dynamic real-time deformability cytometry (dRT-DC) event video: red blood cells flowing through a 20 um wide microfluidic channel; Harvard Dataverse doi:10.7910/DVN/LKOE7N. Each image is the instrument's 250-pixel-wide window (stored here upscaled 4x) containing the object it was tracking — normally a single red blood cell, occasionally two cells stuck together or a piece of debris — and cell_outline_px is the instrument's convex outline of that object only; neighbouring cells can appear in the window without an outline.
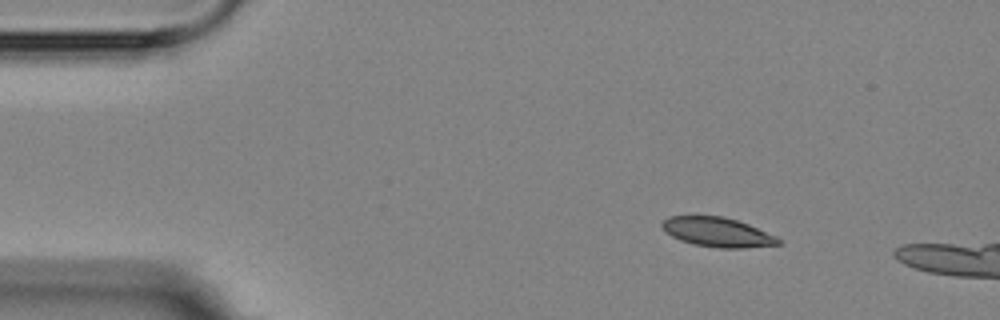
{"species": "Egyptian fruit bat (a non-hibernating species)", "species_latin": "Rousettus aegyptiacus", "temperature_condition": "room temperature", "stored_images_in_passage": 4, "camera_frame_rate_fps": 3000, "um_per_image_px": 0.085, "animal": {"sex": "female"}, "frame": {"image": 1, "passage_image": 2, "time_ms": 1.333, "image_size_px": [1000, 320], "cell_outline_px": [[780, 244], [744, 248], [720, 248], [696, 244], [680, 240], [672, 236], [660, 224], [668, 216], [696, 212], [724, 216], [748, 224], [776, 236], [780, 240]], "centroid_in_image_um": [60.92, 19.67], "position_along_channel_um": 24.1, "area_um2": 20.46}}